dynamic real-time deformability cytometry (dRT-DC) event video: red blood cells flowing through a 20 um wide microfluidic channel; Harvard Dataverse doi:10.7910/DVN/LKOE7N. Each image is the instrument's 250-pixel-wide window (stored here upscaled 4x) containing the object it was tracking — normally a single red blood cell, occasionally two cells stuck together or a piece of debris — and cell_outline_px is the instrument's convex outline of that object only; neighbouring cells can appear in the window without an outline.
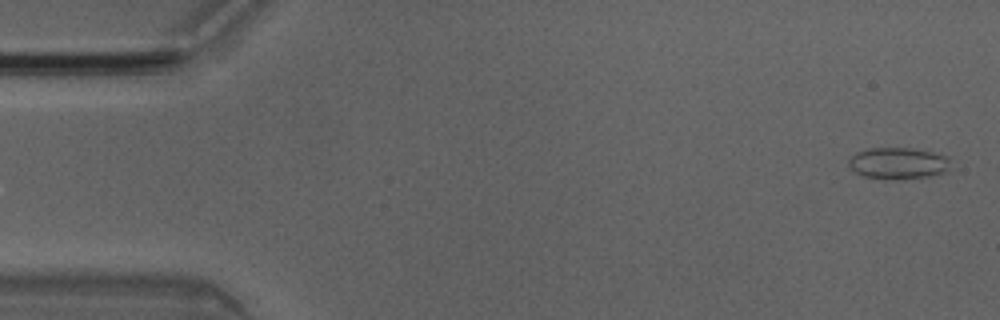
{"species": "Egyptian fruit bat (a non-hibernating species)", "species_latin": "Rousettus aegyptiacus", "temperature_condition": "room temperature", "stored_images_in_passage": 5, "camera_frame_rate_fps": 3000, "um_per_image_px": 0.085, "animal": {"sex": "male"}, "frame": {"image": 1, "passage_image": 1, "time_ms": 0.0, "image_size_px": [1000, 320], "cell_outline_px": [[948, 168], [944, 172], [928, 176], [904, 180], [884, 180], [864, 176], [856, 172], [848, 164], [848, 160], [856, 152], [868, 148], [912, 148], [932, 152], [948, 156]], "centroid_in_image_um": [76.31, 13.89], "position_along_channel_um": 8.7, "area_um2": 18.84}}